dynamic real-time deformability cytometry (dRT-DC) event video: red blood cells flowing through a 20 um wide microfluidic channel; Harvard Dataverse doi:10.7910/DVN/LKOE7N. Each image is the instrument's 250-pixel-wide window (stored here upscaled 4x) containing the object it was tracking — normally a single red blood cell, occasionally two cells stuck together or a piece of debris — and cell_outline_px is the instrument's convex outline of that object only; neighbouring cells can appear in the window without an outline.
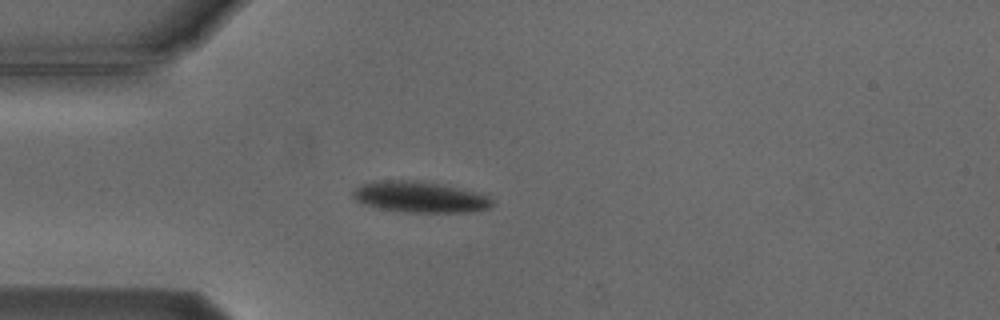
{"species": "Egyptian fruit bat (a non-hibernating species)", "species_latin": "Rousettus aegyptiacus", "temperature_condition": "cold", "stored_images_in_passage": 4, "camera_frame_rate_fps": 3000, "um_per_image_px": 0.085, "animal": {"sex": "male"}, "frame": {"image": 1, "passage_image": 3, "time_ms": 3.333, "image_size_px": [1000, 320], "cell_outline_px": [[496, 204], [488, 208], [472, 212], [404, 212], [376, 208], [364, 204], [356, 200], [352, 196], [352, 188], [360, 184], [380, 180], [420, 180], [444, 184], [488, 192]], "centroid_in_image_um": [35.78, 16.72], "position_along_channel_um": 49.2, "area_um2": 26.24}}